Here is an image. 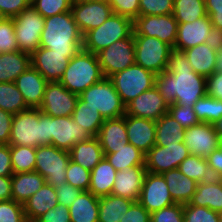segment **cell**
<instances>
[{
	"instance_id": "1",
	"label": "cell",
	"mask_w": 222,
	"mask_h": 222,
	"mask_svg": "<svg viewBox=\"0 0 222 222\" xmlns=\"http://www.w3.org/2000/svg\"><path fill=\"white\" fill-rule=\"evenodd\" d=\"M155 88L168 105L193 107L206 95V77L193 71L183 51L173 49L167 71L155 77Z\"/></svg>"
},
{
	"instance_id": "2",
	"label": "cell",
	"mask_w": 222,
	"mask_h": 222,
	"mask_svg": "<svg viewBox=\"0 0 222 222\" xmlns=\"http://www.w3.org/2000/svg\"><path fill=\"white\" fill-rule=\"evenodd\" d=\"M9 145H52L51 116L33 108L14 114Z\"/></svg>"
},
{
	"instance_id": "3",
	"label": "cell",
	"mask_w": 222,
	"mask_h": 222,
	"mask_svg": "<svg viewBox=\"0 0 222 222\" xmlns=\"http://www.w3.org/2000/svg\"><path fill=\"white\" fill-rule=\"evenodd\" d=\"M83 35L71 11L45 18L40 47L58 53H77L82 49Z\"/></svg>"
},
{
	"instance_id": "4",
	"label": "cell",
	"mask_w": 222,
	"mask_h": 222,
	"mask_svg": "<svg viewBox=\"0 0 222 222\" xmlns=\"http://www.w3.org/2000/svg\"><path fill=\"white\" fill-rule=\"evenodd\" d=\"M103 78L97 55L81 49L70 59L59 82L70 92L79 96Z\"/></svg>"
},
{
	"instance_id": "5",
	"label": "cell",
	"mask_w": 222,
	"mask_h": 222,
	"mask_svg": "<svg viewBox=\"0 0 222 222\" xmlns=\"http://www.w3.org/2000/svg\"><path fill=\"white\" fill-rule=\"evenodd\" d=\"M133 31V20L112 13L98 28L88 31L83 36L82 49L96 55L116 41L129 38Z\"/></svg>"
},
{
	"instance_id": "6",
	"label": "cell",
	"mask_w": 222,
	"mask_h": 222,
	"mask_svg": "<svg viewBox=\"0 0 222 222\" xmlns=\"http://www.w3.org/2000/svg\"><path fill=\"white\" fill-rule=\"evenodd\" d=\"M79 97L87 106L98 110L104 119H116L125 115V105L109 78L93 84Z\"/></svg>"
},
{
	"instance_id": "7",
	"label": "cell",
	"mask_w": 222,
	"mask_h": 222,
	"mask_svg": "<svg viewBox=\"0 0 222 222\" xmlns=\"http://www.w3.org/2000/svg\"><path fill=\"white\" fill-rule=\"evenodd\" d=\"M155 77L156 74L135 63L113 74L109 79L126 106L144 91L152 89L155 86Z\"/></svg>"
},
{
	"instance_id": "8",
	"label": "cell",
	"mask_w": 222,
	"mask_h": 222,
	"mask_svg": "<svg viewBox=\"0 0 222 222\" xmlns=\"http://www.w3.org/2000/svg\"><path fill=\"white\" fill-rule=\"evenodd\" d=\"M35 170L48 185L55 189L66 182V169L70 161L69 151L53 145L36 147Z\"/></svg>"
},
{
	"instance_id": "9",
	"label": "cell",
	"mask_w": 222,
	"mask_h": 222,
	"mask_svg": "<svg viewBox=\"0 0 222 222\" xmlns=\"http://www.w3.org/2000/svg\"><path fill=\"white\" fill-rule=\"evenodd\" d=\"M133 36L135 63L156 75L167 71L169 57L173 48L157 37Z\"/></svg>"
},
{
	"instance_id": "10",
	"label": "cell",
	"mask_w": 222,
	"mask_h": 222,
	"mask_svg": "<svg viewBox=\"0 0 222 222\" xmlns=\"http://www.w3.org/2000/svg\"><path fill=\"white\" fill-rule=\"evenodd\" d=\"M13 20L19 50L32 55L40 47L45 18L30 4Z\"/></svg>"
},
{
	"instance_id": "11",
	"label": "cell",
	"mask_w": 222,
	"mask_h": 222,
	"mask_svg": "<svg viewBox=\"0 0 222 222\" xmlns=\"http://www.w3.org/2000/svg\"><path fill=\"white\" fill-rule=\"evenodd\" d=\"M104 78L123 71L135 64V45L133 34L129 38L120 39L97 54Z\"/></svg>"
},
{
	"instance_id": "12",
	"label": "cell",
	"mask_w": 222,
	"mask_h": 222,
	"mask_svg": "<svg viewBox=\"0 0 222 222\" xmlns=\"http://www.w3.org/2000/svg\"><path fill=\"white\" fill-rule=\"evenodd\" d=\"M133 35L157 37L174 48L178 22L173 14L139 16L133 21Z\"/></svg>"
},
{
	"instance_id": "13",
	"label": "cell",
	"mask_w": 222,
	"mask_h": 222,
	"mask_svg": "<svg viewBox=\"0 0 222 222\" xmlns=\"http://www.w3.org/2000/svg\"><path fill=\"white\" fill-rule=\"evenodd\" d=\"M189 154L183 142L166 144V146L154 145L145 154L146 171L153 174H163L176 169Z\"/></svg>"
},
{
	"instance_id": "14",
	"label": "cell",
	"mask_w": 222,
	"mask_h": 222,
	"mask_svg": "<svg viewBox=\"0 0 222 222\" xmlns=\"http://www.w3.org/2000/svg\"><path fill=\"white\" fill-rule=\"evenodd\" d=\"M217 38L210 17L207 15L192 23H178L177 38L173 49L183 51L199 44L217 41Z\"/></svg>"
},
{
	"instance_id": "15",
	"label": "cell",
	"mask_w": 222,
	"mask_h": 222,
	"mask_svg": "<svg viewBox=\"0 0 222 222\" xmlns=\"http://www.w3.org/2000/svg\"><path fill=\"white\" fill-rule=\"evenodd\" d=\"M78 97L60 82H48L39 109L44 114L52 117L71 116L76 107Z\"/></svg>"
},
{
	"instance_id": "16",
	"label": "cell",
	"mask_w": 222,
	"mask_h": 222,
	"mask_svg": "<svg viewBox=\"0 0 222 222\" xmlns=\"http://www.w3.org/2000/svg\"><path fill=\"white\" fill-rule=\"evenodd\" d=\"M75 54L58 53L49 48L39 47L31 55V64L48 82H59Z\"/></svg>"
},
{
	"instance_id": "17",
	"label": "cell",
	"mask_w": 222,
	"mask_h": 222,
	"mask_svg": "<svg viewBox=\"0 0 222 222\" xmlns=\"http://www.w3.org/2000/svg\"><path fill=\"white\" fill-rule=\"evenodd\" d=\"M138 202L151 214L175 204L162 174L146 173Z\"/></svg>"
},
{
	"instance_id": "18",
	"label": "cell",
	"mask_w": 222,
	"mask_h": 222,
	"mask_svg": "<svg viewBox=\"0 0 222 222\" xmlns=\"http://www.w3.org/2000/svg\"><path fill=\"white\" fill-rule=\"evenodd\" d=\"M74 21L84 36L88 31L98 28L113 13L109 2L91 0L71 6Z\"/></svg>"
},
{
	"instance_id": "19",
	"label": "cell",
	"mask_w": 222,
	"mask_h": 222,
	"mask_svg": "<svg viewBox=\"0 0 222 222\" xmlns=\"http://www.w3.org/2000/svg\"><path fill=\"white\" fill-rule=\"evenodd\" d=\"M183 143L190 154L207 158L219 148L221 141L213 124L199 122L195 126L185 129Z\"/></svg>"
},
{
	"instance_id": "20",
	"label": "cell",
	"mask_w": 222,
	"mask_h": 222,
	"mask_svg": "<svg viewBox=\"0 0 222 222\" xmlns=\"http://www.w3.org/2000/svg\"><path fill=\"white\" fill-rule=\"evenodd\" d=\"M169 105L155 86L141 93L125 106V114L157 121L168 113Z\"/></svg>"
},
{
	"instance_id": "21",
	"label": "cell",
	"mask_w": 222,
	"mask_h": 222,
	"mask_svg": "<svg viewBox=\"0 0 222 222\" xmlns=\"http://www.w3.org/2000/svg\"><path fill=\"white\" fill-rule=\"evenodd\" d=\"M52 145L69 151L76 143L89 140L92 136L80 127L71 116H51Z\"/></svg>"
},
{
	"instance_id": "22",
	"label": "cell",
	"mask_w": 222,
	"mask_h": 222,
	"mask_svg": "<svg viewBox=\"0 0 222 222\" xmlns=\"http://www.w3.org/2000/svg\"><path fill=\"white\" fill-rule=\"evenodd\" d=\"M47 83L48 81L33 66H30L15 80L26 106L33 109L40 108Z\"/></svg>"
},
{
	"instance_id": "23",
	"label": "cell",
	"mask_w": 222,
	"mask_h": 222,
	"mask_svg": "<svg viewBox=\"0 0 222 222\" xmlns=\"http://www.w3.org/2000/svg\"><path fill=\"white\" fill-rule=\"evenodd\" d=\"M128 142L146 154L155 145L156 121L124 115Z\"/></svg>"
},
{
	"instance_id": "24",
	"label": "cell",
	"mask_w": 222,
	"mask_h": 222,
	"mask_svg": "<svg viewBox=\"0 0 222 222\" xmlns=\"http://www.w3.org/2000/svg\"><path fill=\"white\" fill-rule=\"evenodd\" d=\"M146 173L145 166H135L117 171L111 194L138 201Z\"/></svg>"
},
{
	"instance_id": "25",
	"label": "cell",
	"mask_w": 222,
	"mask_h": 222,
	"mask_svg": "<svg viewBox=\"0 0 222 222\" xmlns=\"http://www.w3.org/2000/svg\"><path fill=\"white\" fill-rule=\"evenodd\" d=\"M192 69L204 77L211 76L216 71L218 57L217 41L199 44L183 50Z\"/></svg>"
},
{
	"instance_id": "26",
	"label": "cell",
	"mask_w": 222,
	"mask_h": 222,
	"mask_svg": "<svg viewBox=\"0 0 222 222\" xmlns=\"http://www.w3.org/2000/svg\"><path fill=\"white\" fill-rule=\"evenodd\" d=\"M97 138L103 149L104 156L116 152V149L129 143L125 118L105 119Z\"/></svg>"
},
{
	"instance_id": "27",
	"label": "cell",
	"mask_w": 222,
	"mask_h": 222,
	"mask_svg": "<svg viewBox=\"0 0 222 222\" xmlns=\"http://www.w3.org/2000/svg\"><path fill=\"white\" fill-rule=\"evenodd\" d=\"M57 205L58 200L55 188L45 183L34 195L23 203L27 222H35L40 216Z\"/></svg>"
},
{
	"instance_id": "28",
	"label": "cell",
	"mask_w": 222,
	"mask_h": 222,
	"mask_svg": "<svg viewBox=\"0 0 222 222\" xmlns=\"http://www.w3.org/2000/svg\"><path fill=\"white\" fill-rule=\"evenodd\" d=\"M166 184L175 203L188 204L197 189L198 183L185 176L178 168L164 172Z\"/></svg>"
},
{
	"instance_id": "29",
	"label": "cell",
	"mask_w": 222,
	"mask_h": 222,
	"mask_svg": "<svg viewBox=\"0 0 222 222\" xmlns=\"http://www.w3.org/2000/svg\"><path fill=\"white\" fill-rule=\"evenodd\" d=\"M45 183V178L36 171L13 174L11 176L12 200L23 204Z\"/></svg>"
},
{
	"instance_id": "30",
	"label": "cell",
	"mask_w": 222,
	"mask_h": 222,
	"mask_svg": "<svg viewBox=\"0 0 222 222\" xmlns=\"http://www.w3.org/2000/svg\"><path fill=\"white\" fill-rule=\"evenodd\" d=\"M70 160L92 171L105 157L97 137L76 143L70 150Z\"/></svg>"
},
{
	"instance_id": "31",
	"label": "cell",
	"mask_w": 222,
	"mask_h": 222,
	"mask_svg": "<svg viewBox=\"0 0 222 222\" xmlns=\"http://www.w3.org/2000/svg\"><path fill=\"white\" fill-rule=\"evenodd\" d=\"M189 205L207 207L222 214V184L218 178L200 182Z\"/></svg>"
},
{
	"instance_id": "32",
	"label": "cell",
	"mask_w": 222,
	"mask_h": 222,
	"mask_svg": "<svg viewBox=\"0 0 222 222\" xmlns=\"http://www.w3.org/2000/svg\"><path fill=\"white\" fill-rule=\"evenodd\" d=\"M117 171L104 157L91 171L89 190L100 198L111 194Z\"/></svg>"
},
{
	"instance_id": "33",
	"label": "cell",
	"mask_w": 222,
	"mask_h": 222,
	"mask_svg": "<svg viewBox=\"0 0 222 222\" xmlns=\"http://www.w3.org/2000/svg\"><path fill=\"white\" fill-rule=\"evenodd\" d=\"M31 64V55L22 51L0 54V82H15Z\"/></svg>"
},
{
	"instance_id": "34",
	"label": "cell",
	"mask_w": 222,
	"mask_h": 222,
	"mask_svg": "<svg viewBox=\"0 0 222 222\" xmlns=\"http://www.w3.org/2000/svg\"><path fill=\"white\" fill-rule=\"evenodd\" d=\"M71 222H98L99 198L82 191L69 207Z\"/></svg>"
},
{
	"instance_id": "35",
	"label": "cell",
	"mask_w": 222,
	"mask_h": 222,
	"mask_svg": "<svg viewBox=\"0 0 222 222\" xmlns=\"http://www.w3.org/2000/svg\"><path fill=\"white\" fill-rule=\"evenodd\" d=\"M134 202L112 194L100 197L98 222H120Z\"/></svg>"
},
{
	"instance_id": "36",
	"label": "cell",
	"mask_w": 222,
	"mask_h": 222,
	"mask_svg": "<svg viewBox=\"0 0 222 222\" xmlns=\"http://www.w3.org/2000/svg\"><path fill=\"white\" fill-rule=\"evenodd\" d=\"M185 129L169 113L156 121L155 145L166 146L184 141Z\"/></svg>"
},
{
	"instance_id": "37",
	"label": "cell",
	"mask_w": 222,
	"mask_h": 222,
	"mask_svg": "<svg viewBox=\"0 0 222 222\" xmlns=\"http://www.w3.org/2000/svg\"><path fill=\"white\" fill-rule=\"evenodd\" d=\"M77 125L83 127L92 137H97L105 119L98 110L87 106L86 102L78 97L76 107L71 115Z\"/></svg>"
},
{
	"instance_id": "38",
	"label": "cell",
	"mask_w": 222,
	"mask_h": 222,
	"mask_svg": "<svg viewBox=\"0 0 222 222\" xmlns=\"http://www.w3.org/2000/svg\"><path fill=\"white\" fill-rule=\"evenodd\" d=\"M105 158L116 171H122L135 166H145V154L130 143L116 149L114 153L106 154Z\"/></svg>"
},
{
	"instance_id": "39",
	"label": "cell",
	"mask_w": 222,
	"mask_h": 222,
	"mask_svg": "<svg viewBox=\"0 0 222 222\" xmlns=\"http://www.w3.org/2000/svg\"><path fill=\"white\" fill-rule=\"evenodd\" d=\"M178 169L188 178L197 183L213 180V176L206 158L189 154L179 165Z\"/></svg>"
},
{
	"instance_id": "40",
	"label": "cell",
	"mask_w": 222,
	"mask_h": 222,
	"mask_svg": "<svg viewBox=\"0 0 222 222\" xmlns=\"http://www.w3.org/2000/svg\"><path fill=\"white\" fill-rule=\"evenodd\" d=\"M173 16L178 23H192L207 16L204 0H174Z\"/></svg>"
},
{
	"instance_id": "41",
	"label": "cell",
	"mask_w": 222,
	"mask_h": 222,
	"mask_svg": "<svg viewBox=\"0 0 222 222\" xmlns=\"http://www.w3.org/2000/svg\"><path fill=\"white\" fill-rule=\"evenodd\" d=\"M0 109L13 115L29 109L15 82H0Z\"/></svg>"
},
{
	"instance_id": "42",
	"label": "cell",
	"mask_w": 222,
	"mask_h": 222,
	"mask_svg": "<svg viewBox=\"0 0 222 222\" xmlns=\"http://www.w3.org/2000/svg\"><path fill=\"white\" fill-rule=\"evenodd\" d=\"M13 174L33 172L36 163V148L30 146L10 145Z\"/></svg>"
},
{
	"instance_id": "43",
	"label": "cell",
	"mask_w": 222,
	"mask_h": 222,
	"mask_svg": "<svg viewBox=\"0 0 222 222\" xmlns=\"http://www.w3.org/2000/svg\"><path fill=\"white\" fill-rule=\"evenodd\" d=\"M193 110L199 122L214 124L222 117V100L205 95L193 105Z\"/></svg>"
},
{
	"instance_id": "44",
	"label": "cell",
	"mask_w": 222,
	"mask_h": 222,
	"mask_svg": "<svg viewBox=\"0 0 222 222\" xmlns=\"http://www.w3.org/2000/svg\"><path fill=\"white\" fill-rule=\"evenodd\" d=\"M184 222H222V214L207 207L183 205Z\"/></svg>"
},
{
	"instance_id": "45",
	"label": "cell",
	"mask_w": 222,
	"mask_h": 222,
	"mask_svg": "<svg viewBox=\"0 0 222 222\" xmlns=\"http://www.w3.org/2000/svg\"><path fill=\"white\" fill-rule=\"evenodd\" d=\"M91 171L81 165L69 161L66 169V182L82 191H88L90 187Z\"/></svg>"
},
{
	"instance_id": "46",
	"label": "cell",
	"mask_w": 222,
	"mask_h": 222,
	"mask_svg": "<svg viewBox=\"0 0 222 222\" xmlns=\"http://www.w3.org/2000/svg\"><path fill=\"white\" fill-rule=\"evenodd\" d=\"M19 51L13 18H4L0 21V54Z\"/></svg>"
},
{
	"instance_id": "47",
	"label": "cell",
	"mask_w": 222,
	"mask_h": 222,
	"mask_svg": "<svg viewBox=\"0 0 222 222\" xmlns=\"http://www.w3.org/2000/svg\"><path fill=\"white\" fill-rule=\"evenodd\" d=\"M31 4L44 18L71 11L70 0H31Z\"/></svg>"
},
{
	"instance_id": "48",
	"label": "cell",
	"mask_w": 222,
	"mask_h": 222,
	"mask_svg": "<svg viewBox=\"0 0 222 222\" xmlns=\"http://www.w3.org/2000/svg\"><path fill=\"white\" fill-rule=\"evenodd\" d=\"M139 16L173 14L174 0H139Z\"/></svg>"
},
{
	"instance_id": "49",
	"label": "cell",
	"mask_w": 222,
	"mask_h": 222,
	"mask_svg": "<svg viewBox=\"0 0 222 222\" xmlns=\"http://www.w3.org/2000/svg\"><path fill=\"white\" fill-rule=\"evenodd\" d=\"M0 222H27L23 204L12 199L0 201Z\"/></svg>"
},
{
	"instance_id": "50",
	"label": "cell",
	"mask_w": 222,
	"mask_h": 222,
	"mask_svg": "<svg viewBox=\"0 0 222 222\" xmlns=\"http://www.w3.org/2000/svg\"><path fill=\"white\" fill-rule=\"evenodd\" d=\"M168 113L184 127V129L195 126L199 123L193 107L186 105L171 104Z\"/></svg>"
},
{
	"instance_id": "51",
	"label": "cell",
	"mask_w": 222,
	"mask_h": 222,
	"mask_svg": "<svg viewBox=\"0 0 222 222\" xmlns=\"http://www.w3.org/2000/svg\"><path fill=\"white\" fill-rule=\"evenodd\" d=\"M150 222H184L183 204L175 203L151 213Z\"/></svg>"
},
{
	"instance_id": "52",
	"label": "cell",
	"mask_w": 222,
	"mask_h": 222,
	"mask_svg": "<svg viewBox=\"0 0 222 222\" xmlns=\"http://www.w3.org/2000/svg\"><path fill=\"white\" fill-rule=\"evenodd\" d=\"M109 4L114 14L128 17L133 21L139 17V0H111Z\"/></svg>"
},
{
	"instance_id": "53",
	"label": "cell",
	"mask_w": 222,
	"mask_h": 222,
	"mask_svg": "<svg viewBox=\"0 0 222 222\" xmlns=\"http://www.w3.org/2000/svg\"><path fill=\"white\" fill-rule=\"evenodd\" d=\"M204 2L216 35L222 36V0H204Z\"/></svg>"
},
{
	"instance_id": "54",
	"label": "cell",
	"mask_w": 222,
	"mask_h": 222,
	"mask_svg": "<svg viewBox=\"0 0 222 222\" xmlns=\"http://www.w3.org/2000/svg\"><path fill=\"white\" fill-rule=\"evenodd\" d=\"M35 222H71L69 207L58 203L45 214L40 216Z\"/></svg>"
},
{
	"instance_id": "55",
	"label": "cell",
	"mask_w": 222,
	"mask_h": 222,
	"mask_svg": "<svg viewBox=\"0 0 222 222\" xmlns=\"http://www.w3.org/2000/svg\"><path fill=\"white\" fill-rule=\"evenodd\" d=\"M151 214L138 201H135L120 222H150Z\"/></svg>"
},
{
	"instance_id": "56",
	"label": "cell",
	"mask_w": 222,
	"mask_h": 222,
	"mask_svg": "<svg viewBox=\"0 0 222 222\" xmlns=\"http://www.w3.org/2000/svg\"><path fill=\"white\" fill-rule=\"evenodd\" d=\"M30 4L31 0H0V11L6 18H13Z\"/></svg>"
},
{
	"instance_id": "57",
	"label": "cell",
	"mask_w": 222,
	"mask_h": 222,
	"mask_svg": "<svg viewBox=\"0 0 222 222\" xmlns=\"http://www.w3.org/2000/svg\"><path fill=\"white\" fill-rule=\"evenodd\" d=\"M57 193L58 203L70 207L75 201L76 197L82 192V190L73 187L69 183L65 182L55 189Z\"/></svg>"
},
{
	"instance_id": "58",
	"label": "cell",
	"mask_w": 222,
	"mask_h": 222,
	"mask_svg": "<svg viewBox=\"0 0 222 222\" xmlns=\"http://www.w3.org/2000/svg\"><path fill=\"white\" fill-rule=\"evenodd\" d=\"M206 95L222 100V71L206 77Z\"/></svg>"
},
{
	"instance_id": "59",
	"label": "cell",
	"mask_w": 222,
	"mask_h": 222,
	"mask_svg": "<svg viewBox=\"0 0 222 222\" xmlns=\"http://www.w3.org/2000/svg\"><path fill=\"white\" fill-rule=\"evenodd\" d=\"M12 162L9 144H0V176H12Z\"/></svg>"
},
{
	"instance_id": "60",
	"label": "cell",
	"mask_w": 222,
	"mask_h": 222,
	"mask_svg": "<svg viewBox=\"0 0 222 222\" xmlns=\"http://www.w3.org/2000/svg\"><path fill=\"white\" fill-rule=\"evenodd\" d=\"M13 114L0 109V144H9Z\"/></svg>"
},
{
	"instance_id": "61",
	"label": "cell",
	"mask_w": 222,
	"mask_h": 222,
	"mask_svg": "<svg viewBox=\"0 0 222 222\" xmlns=\"http://www.w3.org/2000/svg\"><path fill=\"white\" fill-rule=\"evenodd\" d=\"M209 168L215 178L222 176V142L207 158Z\"/></svg>"
},
{
	"instance_id": "62",
	"label": "cell",
	"mask_w": 222,
	"mask_h": 222,
	"mask_svg": "<svg viewBox=\"0 0 222 222\" xmlns=\"http://www.w3.org/2000/svg\"><path fill=\"white\" fill-rule=\"evenodd\" d=\"M11 199V176H0V201H6Z\"/></svg>"
},
{
	"instance_id": "63",
	"label": "cell",
	"mask_w": 222,
	"mask_h": 222,
	"mask_svg": "<svg viewBox=\"0 0 222 222\" xmlns=\"http://www.w3.org/2000/svg\"><path fill=\"white\" fill-rule=\"evenodd\" d=\"M218 44V57L216 63V71H222V36L217 38Z\"/></svg>"
},
{
	"instance_id": "64",
	"label": "cell",
	"mask_w": 222,
	"mask_h": 222,
	"mask_svg": "<svg viewBox=\"0 0 222 222\" xmlns=\"http://www.w3.org/2000/svg\"><path fill=\"white\" fill-rule=\"evenodd\" d=\"M213 125L220 141L222 142V117Z\"/></svg>"
},
{
	"instance_id": "65",
	"label": "cell",
	"mask_w": 222,
	"mask_h": 222,
	"mask_svg": "<svg viewBox=\"0 0 222 222\" xmlns=\"http://www.w3.org/2000/svg\"><path fill=\"white\" fill-rule=\"evenodd\" d=\"M70 1H71V4L74 5V4H77V3L88 2V1H91V0H70Z\"/></svg>"
},
{
	"instance_id": "66",
	"label": "cell",
	"mask_w": 222,
	"mask_h": 222,
	"mask_svg": "<svg viewBox=\"0 0 222 222\" xmlns=\"http://www.w3.org/2000/svg\"><path fill=\"white\" fill-rule=\"evenodd\" d=\"M5 18V16L2 14V12L0 11V21L3 20Z\"/></svg>"
},
{
	"instance_id": "67",
	"label": "cell",
	"mask_w": 222,
	"mask_h": 222,
	"mask_svg": "<svg viewBox=\"0 0 222 222\" xmlns=\"http://www.w3.org/2000/svg\"><path fill=\"white\" fill-rule=\"evenodd\" d=\"M218 179H219V181H220L221 184H222V176H219Z\"/></svg>"
}]
</instances>
